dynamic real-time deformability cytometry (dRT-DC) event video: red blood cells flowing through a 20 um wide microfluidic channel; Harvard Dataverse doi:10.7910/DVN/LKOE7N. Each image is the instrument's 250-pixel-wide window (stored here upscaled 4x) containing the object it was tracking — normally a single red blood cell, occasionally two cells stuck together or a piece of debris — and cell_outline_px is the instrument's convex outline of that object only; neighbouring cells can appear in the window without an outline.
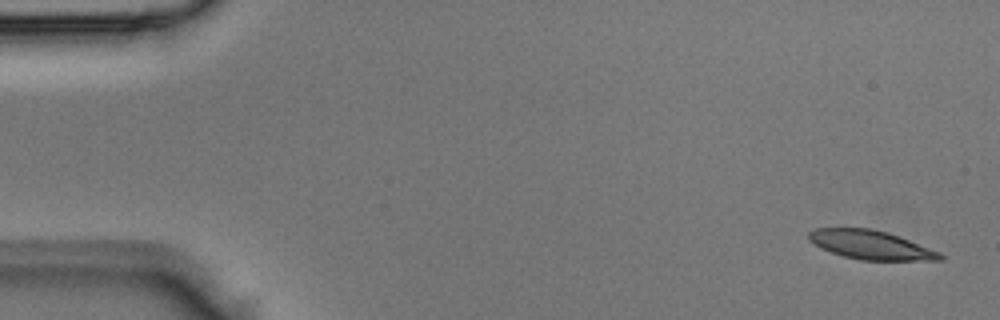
{"species": "Egyptian fruit bat (a non-hibernating species)", "species_latin": "Rousettus aegyptiacus", "temperature_condition": "room temperature", "stored_images_in_passage": 3, "camera_frame_rate_fps": 3000, "um_per_image_px": 0.085, "animal": {"sex": "male"}, "frame": {"image": 1, "passage_image": 1, "time_ms": 0.0, "image_size_px": [1000, 320], "cell_outline_px": [[944, 260], [860, 260], [844, 256], [820, 248], [808, 240], [808, 232], [816, 228], [872, 228], [888, 232], [940, 252], [944, 256]], "centroid_in_image_um": [74.0, 20.81], "position_along_channel_um": 11.0, "area_um2": 22.08}}
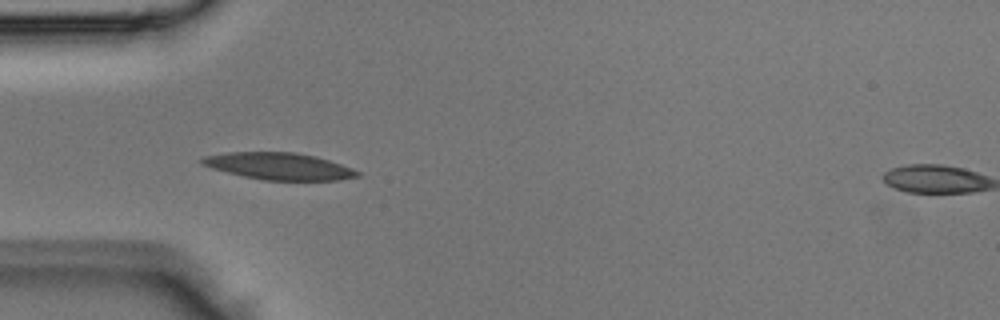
{"frame": {"image": 2, "passage_image": 3, "time_ms": 0.667, "image_size_px": [1000, 320], "cell_outline_px": [[360, 176], [340, 180], [264, 180], [244, 176], [212, 168], [200, 164], [200, 160], [204, 156], [228, 152], [296, 152], [316, 156], [352, 168], [360, 172]], "centroid_in_image_um": [23.72, 14.12], "position_along_channel_um": 61.3, "area_um2": 24.28}}